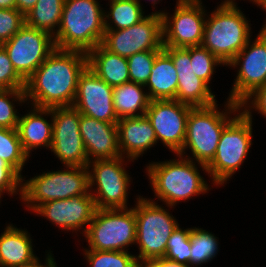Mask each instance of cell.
Instances as JSON below:
<instances>
[{
	"label": "cell",
	"instance_id": "cell-1",
	"mask_svg": "<svg viewBox=\"0 0 266 267\" xmlns=\"http://www.w3.org/2000/svg\"><path fill=\"white\" fill-rule=\"evenodd\" d=\"M87 66L86 52L56 48L27 79L26 101L40 108L72 106L79 76Z\"/></svg>",
	"mask_w": 266,
	"mask_h": 267
},
{
	"label": "cell",
	"instance_id": "cell-2",
	"mask_svg": "<svg viewBox=\"0 0 266 267\" xmlns=\"http://www.w3.org/2000/svg\"><path fill=\"white\" fill-rule=\"evenodd\" d=\"M176 156L179 158L151 162L145 168L156 198L170 208L180 201L186 202L194 195H203L210 190L197 167L199 165L208 174L206 165H196V162L188 158L178 154Z\"/></svg>",
	"mask_w": 266,
	"mask_h": 267
},
{
	"label": "cell",
	"instance_id": "cell-3",
	"mask_svg": "<svg viewBox=\"0 0 266 267\" xmlns=\"http://www.w3.org/2000/svg\"><path fill=\"white\" fill-rule=\"evenodd\" d=\"M225 104V112L218 110L217 102L211 106L193 107L190 110L184 145L178 155L206 166L212 161L223 129L236 117V113L241 112L240 104L229 99ZM190 149L191 157L185 156V151Z\"/></svg>",
	"mask_w": 266,
	"mask_h": 267
},
{
	"label": "cell",
	"instance_id": "cell-4",
	"mask_svg": "<svg viewBox=\"0 0 266 267\" xmlns=\"http://www.w3.org/2000/svg\"><path fill=\"white\" fill-rule=\"evenodd\" d=\"M104 12L97 0H65L55 47L86 53L94 49L104 36Z\"/></svg>",
	"mask_w": 266,
	"mask_h": 267
},
{
	"label": "cell",
	"instance_id": "cell-5",
	"mask_svg": "<svg viewBox=\"0 0 266 267\" xmlns=\"http://www.w3.org/2000/svg\"><path fill=\"white\" fill-rule=\"evenodd\" d=\"M235 0H224L207 14L202 46L225 66L251 39V27Z\"/></svg>",
	"mask_w": 266,
	"mask_h": 267
},
{
	"label": "cell",
	"instance_id": "cell-6",
	"mask_svg": "<svg viewBox=\"0 0 266 267\" xmlns=\"http://www.w3.org/2000/svg\"><path fill=\"white\" fill-rule=\"evenodd\" d=\"M252 117V111H241L223 129L216 154L206 166L213 185L226 184L244 163L254 137Z\"/></svg>",
	"mask_w": 266,
	"mask_h": 267
},
{
	"label": "cell",
	"instance_id": "cell-7",
	"mask_svg": "<svg viewBox=\"0 0 266 267\" xmlns=\"http://www.w3.org/2000/svg\"><path fill=\"white\" fill-rule=\"evenodd\" d=\"M134 207L138 263L163 258L168 239L179 226L175 217L155 200L137 196ZM168 211V212H167Z\"/></svg>",
	"mask_w": 266,
	"mask_h": 267
},
{
	"label": "cell",
	"instance_id": "cell-8",
	"mask_svg": "<svg viewBox=\"0 0 266 267\" xmlns=\"http://www.w3.org/2000/svg\"><path fill=\"white\" fill-rule=\"evenodd\" d=\"M66 170L47 171L29 180L22 179V202L28 210L54 200L85 195L89 190V169L79 166H64Z\"/></svg>",
	"mask_w": 266,
	"mask_h": 267
},
{
	"label": "cell",
	"instance_id": "cell-9",
	"mask_svg": "<svg viewBox=\"0 0 266 267\" xmlns=\"http://www.w3.org/2000/svg\"><path fill=\"white\" fill-rule=\"evenodd\" d=\"M88 248L97 251H128L136 243L134 207L97 209L85 233Z\"/></svg>",
	"mask_w": 266,
	"mask_h": 267
},
{
	"label": "cell",
	"instance_id": "cell-10",
	"mask_svg": "<svg viewBox=\"0 0 266 267\" xmlns=\"http://www.w3.org/2000/svg\"><path fill=\"white\" fill-rule=\"evenodd\" d=\"M125 160L126 158L121 156L88 162L89 190L97 209L128 208L131 177L124 168Z\"/></svg>",
	"mask_w": 266,
	"mask_h": 267
},
{
	"label": "cell",
	"instance_id": "cell-11",
	"mask_svg": "<svg viewBox=\"0 0 266 267\" xmlns=\"http://www.w3.org/2000/svg\"><path fill=\"white\" fill-rule=\"evenodd\" d=\"M176 1L171 16L163 10L152 12L162 16L163 47L200 46L203 41L207 10L202 3Z\"/></svg>",
	"mask_w": 266,
	"mask_h": 267
},
{
	"label": "cell",
	"instance_id": "cell-12",
	"mask_svg": "<svg viewBox=\"0 0 266 267\" xmlns=\"http://www.w3.org/2000/svg\"><path fill=\"white\" fill-rule=\"evenodd\" d=\"M101 45L125 58L147 50H163L162 16L151 13L131 27L105 30Z\"/></svg>",
	"mask_w": 266,
	"mask_h": 267
},
{
	"label": "cell",
	"instance_id": "cell-13",
	"mask_svg": "<svg viewBox=\"0 0 266 267\" xmlns=\"http://www.w3.org/2000/svg\"><path fill=\"white\" fill-rule=\"evenodd\" d=\"M1 46L7 52L16 72L25 81L56 49L53 36L27 25Z\"/></svg>",
	"mask_w": 266,
	"mask_h": 267
},
{
	"label": "cell",
	"instance_id": "cell-14",
	"mask_svg": "<svg viewBox=\"0 0 266 267\" xmlns=\"http://www.w3.org/2000/svg\"><path fill=\"white\" fill-rule=\"evenodd\" d=\"M228 66L234 69L239 66L228 99L240 104L266 84V33L259 32L253 42L250 39Z\"/></svg>",
	"mask_w": 266,
	"mask_h": 267
},
{
	"label": "cell",
	"instance_id": "cell-15",
	"mask_svg": "<svg viewBox=\"0 0 266 267\" xmlns=\"http://www.w3.org/2000/svg\"><path fill=\"white\" fill-rule=\"evenodd\" d=\"M51 152L65 166L87 167L88 159L79 130L80 112L73 106L52 108Z\"/></svg>",
	"mask_w": 266,
	"mask_h": 267
},
{
	"label": "cell",
	"instance_id": "cell-16",
	"mask_svg": "<svg viewBox=\"0 0 266 267\" xmlns=\"http://www.w3.org/2000/svg\"><path fill=\"white\" fill-rule=\"evenodd\" d=\"M193 107L177 100H151L146 116L155 130L157 141L177 154L184 145L187 118Z\"/></svg>",
	"mask_w": 266,
	"mask_h": 267
},
{
	"label": "cell",
	"instance_id": "cell-17",
	"mask_svg": "<svg viewBox=\"0 0 266 267\" xmlns=\"http://www.w3.org/2000/svg\"><path fill=\"white\" fill-rule=\"evenodd\" d=\"M80 114L107 123L119 120L113 106V87L99 78L88 66L80 74L72 105Z\"/></svg>",
	"mask_w": 266,
	"mask_h": 267
},
{
	"label": "cell",
	"instance_id": "cell-18",
	"mask_svg": "<svg viewBox=\"0 0 266 267\" xmlns=\"http://www.w3.org/2000/svg\"><path fill=\"white\" fill-rule=\"evenodd\" d=\"M96 210L95 200L89 192L68 199L45 202L33 212L47 218L62 230L79 232L82 229L81 233L85 235Z\"/></svg>",
	"mask_w": 266,
	"mask_h": 267
},
{
	"label": "cell",
	"instance_id": "cell-19",
	"mask_svg": "<svg viewBox=\"0 0 266 267\" xmlns=\"http://www.w3.org/2000/svg\"><path fill=\"white\" fill-rule=\"evenodd\" d=\"M171 57L177 71L178 86L175 100L192 107H207L217 100L211 88L194 74L190 59V47H163Z\"/></svg>",
	"mask_w": 266,
	"mask_h": 267
},
{
	"label": "cell",
	"instance_id": "cell-20",
	"mask_svg": "<svg viewBox=\"0 0 266 267\" xmlns=\"http://www.w3.org/2000/svg\"><path fill=\"white\" fill-rule=\"evenodd\" d=\"M79 130L88 162L121 157L117 123H107L80 114Z\"/></svg>",
	"mask_w": 266,
	"mask_h": 267
},
{
	"label": "cell",
	"instance_id": "cell-21",
	"mask_svg": "<svg viewBox=\"0 0 266 267\" xmlns=\"http://www.w3.org/2000/svg\"><path fill=\"white\" fill-rule=\"evenodd\" d=\"M118 147L127 161L137 160L144 152L154 147L157 142L155 130L146 115L125 117L117 121Z\"/></svg>",
	"mask_w": 266,
	"mask_h": 267
},
{
	"label": "cell",
	"instance_id": "cell-22",
	"mask_svg": "<svg viewBox=\"0 0 266 267\" xmlns=\"http://www.w3.org/2000/svg\"><path fill=\"white\" fill-rule=\"evenodd\" d=\"M48 115L51 120L45 118ZM45 116V118H44ZM52 108H40L31 106V110L26 115H20L17 131L24 151L31 156L33 149L47 147L50 150L52 144L53 119ZM51 121V122H49Z\"/></svg>",
	"mask_w": 266,
	"mask_h": 267
},
{
	"label": "cell",
	"instance_id": "cell-23",
	"mask_svg": "<svg viewBox=\"0 0 266 267\" xmlns=\"http://www.w3.org/2000/svg\"><path fill=\"white\" fill-rule=\"evenodd\" d=\"M32 239L28 231L13 224L6 225L0 235V267H20L33 261Z\"/></svg>",
	"mask_w": 266,
	"mask_h": 267
},
{
	"label": "cell",
	"instance_id": "cell-24",
	"mask_svg": "<svg viewBox=\"0 0 266 267\" xmlns=\"http://www.w3.org/2000/svg\"><path fill=\"white\" fill-rule=\"evenodd\" d=\"M88 67L112 87L130 82L127 58L106 50L101 44L87 53Z\"/></svg>",
	"mask_w": 266,
	"mask_h": 267
},
{
	"label": "cell",
	"instance_id": "cell-25",
	"mask_svg": "<svg viewBox=\"0 0 266 267\" xmlns=\"http://www.w3.org/2000/svg\"><path fill=\"white\" fill-rule=\"evenodd\" d=\"M151 100H175L177 71L171 57L162 50L155 58L151 74L144 85Z\"/></svg>",
	"mask_w": 266,
	"mask_h": 267
},
{
	"label": "cell",
	"instance_id": "cell-26",
	"mask_svg": "<svg viewBox=\"0 0 266 267\" xmlns=\"http://www.w3.org/2000/svg\"><path fill=\"white\" fill-rule=\"evenodd\" d=\"M145 92L144 85L134 82L113 87V106L118 119L144 116L151 102Z\"/></svg>",
	"mask_w": 266,
	"mask_h": 267
},
{
	"label": "cell",
	"instance_id": "cell-27",
	"mask_svg": "<svg viewBox=\"0 0 266 267\" xmlns=\"http://www.w3.org/2000/svg\"><path fill=\"white\" fill-rule=\"evenodd\" d=\"M64 1L38 0L25 14V25L47 32L54 37L61 23Z\"/></svg>",
	"mask_w": 266,
	"mask_h": 267
},
{
	"label": "cell",
	"instance_id": "cell-28",
	"mask_svg": "<svg viewBox=\"0 0 266 267\" xmlns=\"http://www.w3.org/2000/svg\"><path fill=\"white\" fill-rule=\"evenodd\" d=\"M109 2L108 14L104 12L105 30L128 28L147 16L144 15L140 0H110Z\"/></svg>",
	"mask_w": 266,
	"mask_h": 267
},
{
	"label": "cell",
	"instance_id": "cell-29",
	"mask_svg": "<svg viewBox=\"0 0 266 267\" xmlns=\"http://www.w3.org/2000/svg\"><path fill=\"white\" fill-rule=\"evenodd\" d=\"M217 238L202 228H192L190 267L201 266L216 257L219 251Z\"/></svg>",
	"mask_w": 266,
	"mask_h": 267
},
{
	"label": "cell",
	"instance_id": "cell-30",
	"mask_svg": "<svg viewBox=\"0 0 266 267\" xmlns=\"http://www.w3.org/2000/svg\"><path fill=\"white\" fill-rule=\"evenodd\" d=\"M0 158L22 176L23 166L30 157L22 147L17 128L0 127Z\"/></svg>",
	"mask_w": 266,
	"mask_h": 267
},
{
	"label": "cell",
	"instance_id": "cell-31",
	"mask_svg": "<svg viewBox=\"0 0 266 267\" xmlns=\"http://www.w3.org/2000/svg\"><path fill=\"white\" fill-rule=\"evenodd\" d=\"M85 259L90 267H137L136 255L129 251H97L85 248Z\"/></svg>",
	"mask_w": 266,
	"mask_h": 267
},
{
	"label": "cell",
	"instance_id": "cell-32",
	"mask_svg": "<svg viewBox=\"0 0 266 267\" xmlns=\"http://www.w3.org/2000/svg\"><path fill=\"white\" fill-rule=\"evenodd\" d=\"M25 102V89H0V127L17 128L20 114L14 104Z\"/></svg>",
	"mask_w": 266,
	"mask_h": 267
},
{
	"label": "cell",
	"instance_id": "cell-33",
	"mask_svg": "<svg viewBox=\"0 0 266 267\" xmlns=\"http://www.w3.org/2000/svg\"><path fill=\"white\" fill-rule=\"evenodd\" d=\"M192 228L177 226L168 239L164 258L190 266Z\"/></svg>",
	"mask_w": 266,
	"mask_h": 267
},
{
	"label": "cell",
	"instance_id": "cell-34",
	"mask_svg": "<svg viewBox=\"0 0 266 267\" xmlns=\"http://www.w3.org/2000/svg\"><path fill=\"white\" fill-rule=\"evenodd\" d=\"M191 65L194 74L203 80L209 87L212 75H214L215 67L224 64L211 52L202 45L190 47Z\"/></svg>",
	"mask_w": 266,
	"mask_h": 267
},
{
	"label": "cell",
	"instance_id": "cell-35",
	"mask_svg": "<svg viewBox=\"0 0 266 267\" xmlns=\"http://www.w3.org/2000/svg\"><path fill=\"white\" fill-rule=\"evenodd\" d=\"M162 50H147L127 58L130 82L145 85L153 68L156 56Z\"/></svg>",
	"mask_w": 266,
	"mask_h": 267
},
{
	"label": "cell",
	"instance_id": "cell-36",
	"mask_svg": "<svg viewBox=\"0 0 266 267\" xmlns=\"http://www.w3.org/2000/svg\"><path fill=\"white\" fill-rule=\"evenodd\" d=\"M25 25V15L16 8H0V45L10 40Z\"/></svg>",
	"mask_w": 266,
	"mask_h": 267
},
{
	"label": "cell",
	"instance_id": "cell-37",
	"mask_svg": "<svg viewBox=\"0 0 266 267\" xmlns=\"http://www.w3.org/2000/svg\"><path fill=\"white\" fill-rule=\"evenodd\" d=\"M26 81L16 72L7 52L0 46V89H25Z\"/></svg>",
	"mask_w": 266,
	"mask_h": 267
},
{
	"label": "cell",
	"instance_id": "cell-38",
	"mask_svg": "<svg viewBox=\"0 0 266 267\" xmlns=\"http://www.w3.org/2000/svg\"><path fill=\"white\" fill-rule=\"evenodd\" d=\"M22 179L23 177L13 167L0 158V203L4 193L12 196L19 192L21 199Z\"/></svg>",
	"mask_w": 266,
	"mask_h": 267
},
{
	"label": "cell",
	"instance_id": "cell-39",
	"mask_svg": "<svg viewBox=\"0 0 266 267\" xmlns=\"http://www.w3.org/2000/svg\"><path fill=\"white\" fill-rule=\"evenodd\" d=\"M253 99V100H252ZM241 111H258L266 118V84L255 89L240 103Z\"/></svg>",
	"mask_w": 266,
	"mask_h": 267
},
{
	"label": "cell",
	"instance_id": "cell-40",
	"mask_svg": "<svg viewBox=\"0 0 266 267\" xmlns=\"http://www.w3.org/2000/svg\"><path fill=\"white\" fill-rule=\"evenodd\" d=\"M46 255L47 256H46L44 265L41 263V261H39V258L37 257L33 261L26 263L25 265L20 266V267H57V264L54 261V257L52 256V253L48 252V254Z\"/></svg>",
	"mask_w": 266,
	"mask_h": 267
},
{
	"label": "cell",
	"instance_id": "cell-41",
	"mask_svg": "<svg viewBox=\"0 0 266 267\" xmlns=\"http://www.w3.org/2000/svg\"><path fill=\"white\" fill-rule=\"evenodd\" d=\"M38 0H16V9L22 14L28 13Z\"/></svg>",
	"mask_w": 266,
	"mask_h": 267
},
{
	"label": "cell",
	"instance_id": "cell-42",
	"mask_svg": "<svg viewBox=\"0 0 266 267\" xmlns=\"http://www.w3.org/2000/svg\"><path fill=\"white\" fill-rule=\"evenodd\" d=\"M137 267H166V258L163 257L153 261L140 262Z\"/></svg>",
	"mask_w": 266,
	"mask_h": 267
},
{
	"label": "cell",
	"instance_id": "cell-43",
	"mask_svg": "<svg viewBox=\"0 0 266 267\" xmlns=\"http://www.w3.org/2000/svg\"><path fill=\"white\" fill-rule=\"evenodd\" d=\"M0 8L2 9L16 8V0H0Z\"/></svg>",
	"mask_w": 266,
	"mask_h": 267
},
{
	"label": "cell",
	"instance_id": "cell-44",
	"mask_svg": "<svg viewBox=\"0 0 266 267\" xmlns=\"http://www.w3.org/2000/svg\"><path fill=\"white\" fill-rule=\"evenodd\" d=\"M256 5L259 7H261L263 9V11L265 10L266 12V0H259ZM265 24L263 25V27L260 29L259 32L262 33H266V22H264Z\"/></svg>",
	"mask_w": 266,
	"mask_h": 267
},
{
	"label": "cell",
	"instance_id": "cell-45",
	"mask_svg": "<svg viewBox=\"0 0 266 267\" xmlns=\"http://www.w3.org/2000/svg\"><path fill=\"white\" fill-rule=\"evenodd\" d=\"M166 267H190V266L179 264L178 262L166 259Z\"/></svg>",
	"mask_w": 266,
	"mask_h": 267
},
{
	"label": "cell",
	"instance_id": "cell-46",
	"mask_svg": "<svg viewBox=\"0 0 266 267\" xmlns=\"http://www.w3.org/2000/svg\"><path fill=\"white\" fill-rule=\"evenodd\" d=\"M184 1H187V2H190V3H202L201 0H184Z\"/></svg>",
	"mask_w": 266,
	"mask_h": 267
},
{
	"label": "cell",
	"instance_id": "cell-47",
	"mask_svg": "<svg viewBox=\"0 0 266 267\" xmlns=\"http://www.w3.org/2000/svg\"><path fill=\"white\" fill-rule=\"evenodd\" d=\"M150 1V0H148ZM160 0H151V3L153 4V6H155L157 3H159Z\"/></svg>",
	"mask_w": 266,
	"mask_h": 267
},
{
	"label": "cell",
	"instance_id": "cell-48",
	"mask_svg": "<svg viewBox=\"0 0 266 267\" xmlns=\"http://www.w3.org/2000/svg\"><path fill=\"white\" fill-rule=\"evenodd\" d=\"M259 0H250V2L256 4Z\"/></svg>",
	"mask_w": 266,
	"mask_h": 267
}]
</instances>
